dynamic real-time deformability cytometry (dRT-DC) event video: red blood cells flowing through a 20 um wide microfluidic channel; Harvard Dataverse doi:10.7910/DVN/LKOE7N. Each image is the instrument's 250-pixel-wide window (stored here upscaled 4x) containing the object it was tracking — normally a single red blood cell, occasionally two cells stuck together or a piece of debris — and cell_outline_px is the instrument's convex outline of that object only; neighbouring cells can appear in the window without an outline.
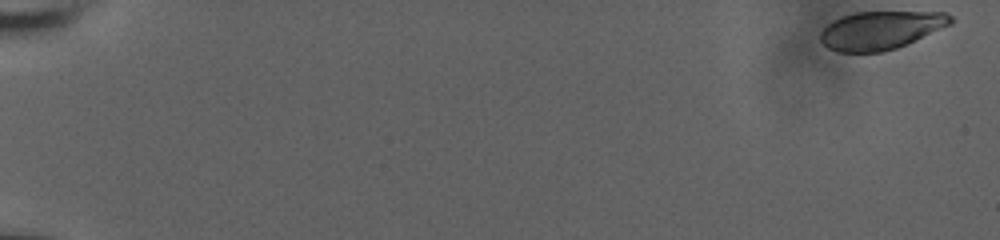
{"species": "human", "species_latin": "Homo sapiens", "temperature_condition": "room temperature", "stored_images_in_passage": 59, "camera_frame_rate_fps": 3000, "um_per_image_px": 0.085, "donor": {"sex": "male"}, "frame": {"image": 1, "passage_image": 1, "time_ms": 0.0, "image_size_px": [1000, 240], "cell_outline_px": [[956, 20], [952, 24], [896, 48], [880, 52], [836, 52], [828, 48], [820, 40], [820, 32], [828, 24], [844, 16], [856, 12], [944, 12], [952, 16]], "centroid_in_image_um": [74.88, 2.57], "position_along_channel_um": 10.1, "area_um2": 28.84}}
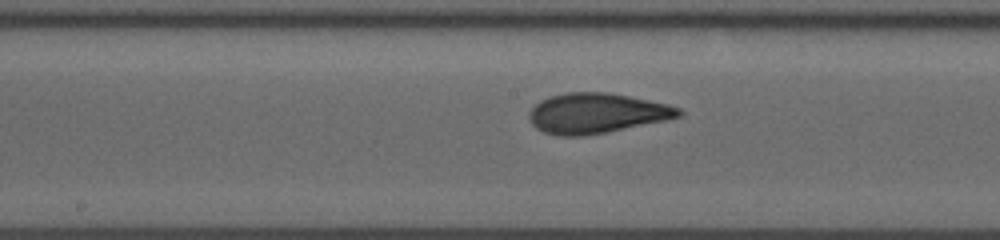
{"frame": {"image": 2, "passage_image": 33, "time_ms": 10.667, "image_size_px": [1000, 240], "cell_outline_px": [[684, 112], [680, 116], [664, 120], [604, 132], [580, 136], [556, 136], [544, 132], [536, 128], [532, 124], [528, 116], [528, 112], [540, 100], [552, 96], [568, 92], [608, 92], [668, 104], [680, 108]], "centroid_in_image_um": [50.67, 9.62], "position_along_channel_um": 197.5, "area_um2": 34.62}}
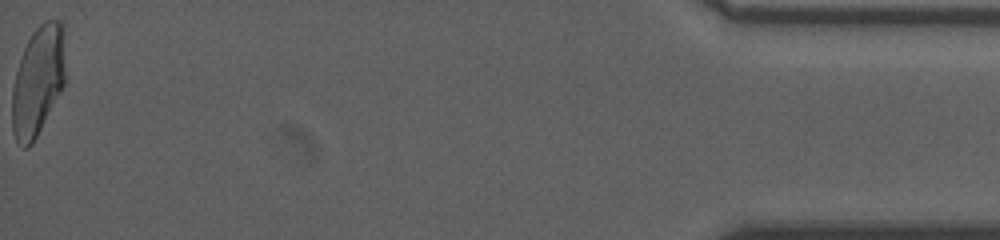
{"frame": {"image": 3, "passage_image": 59, "time_ms": 19.333, "image_size_px": [1000, 240], "cell_outline_px": [[64, 84], [32, 144], [28, 148], [24, 148], [16, 140], [12, 132], [12, 88], [16, 72], [24, 48], [32, 32], [44, 20], [60, 20], [64, 72]], "centroid_in_image_um": [3.17, 6.92], "position_along_channel_um": 432.0, "area_um2": 33.12}, "authors_computed_cell_mechanics": {"area_um2": 33.5818, "velocity_mm_per_s": 3.7153, "shape_relaxation_time_tau1_ms": 6.475, "shape_relaxation_time_tau2_ms": 1.1144, "deformation_change_tau1": 0.1955, "deformation_change_tau2": 0.062}}